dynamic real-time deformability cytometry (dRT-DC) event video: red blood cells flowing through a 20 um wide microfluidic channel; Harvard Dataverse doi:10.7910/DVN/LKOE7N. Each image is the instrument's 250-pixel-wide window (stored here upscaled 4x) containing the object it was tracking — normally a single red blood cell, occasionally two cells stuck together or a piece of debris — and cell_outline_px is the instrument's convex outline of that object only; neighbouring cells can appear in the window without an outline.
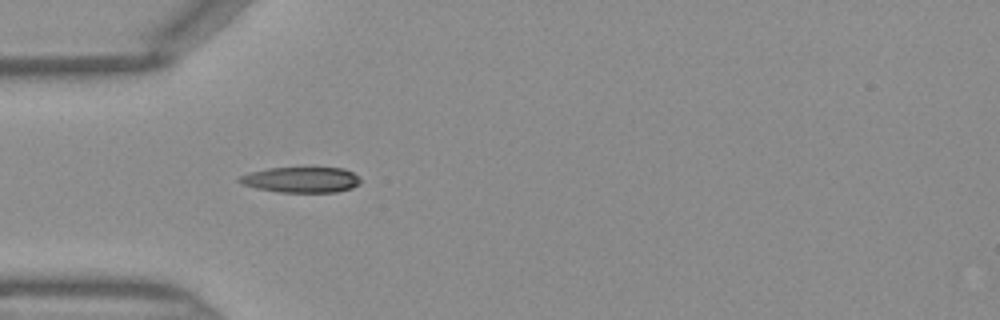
{"species": "Egyptian fruit bat (a non-hibernating species)", "species_latin": "Rousettus aegyptiacus", "temperature_condition": "warm", "stored_images_in_passage": 33, "camera_frame_rate_fps": 3000, "um_per_image_px": 0.085, "frame": {"image": 1, "passage_image": 1, "time_ms": 0.0, "image_size_px": [1000, 320], "cell_outline_px": [[360, 184], [352, 188], [336, 192], [280, 192], [256, 188], [244, 184], [236, 180], [240, 176], [252, 172], [268, 168], [344, 168], [360, 176]], "centroid_in_image_um": [25.65, 15.28], "position_along_channel_um": 59.4, "area_um2": 17.98}}
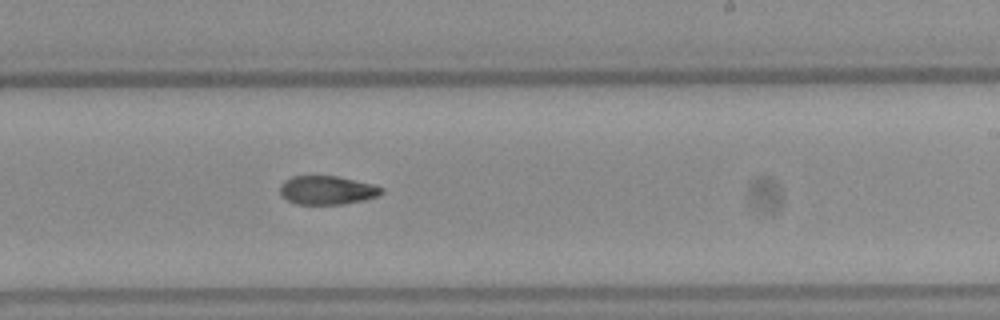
{"frame": {"image": 2, "passage_image": 15, "time_ms": 4.667, "image_size_px": [1000, 320], "cell_outline_px": [[384, 192], [380, 196], [364, 200], [344, 204], [296, 204], [280, 196], [280, 184], [284, 180], [292, 176], [336, 176], [372, 184], [384, 188]], "centroid_in_image_um": [27.8, 16.17], "position_along_channel_um": 261.2, "area_um2": 17.11}}
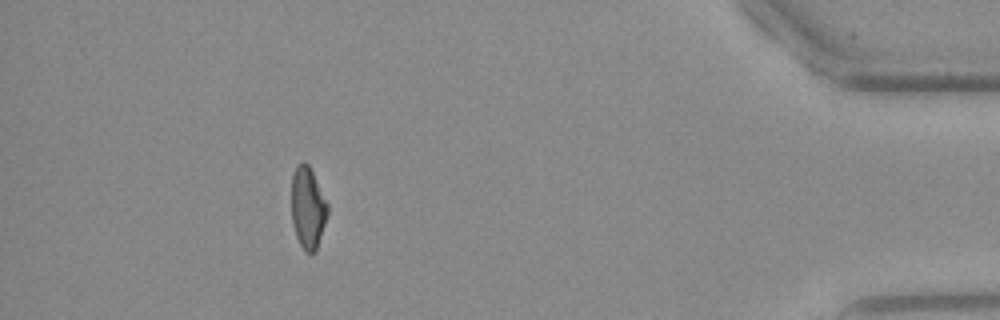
{"frame": {"image": 3, "passage_image": 29, "time_ms": 9.333, "image_size_px": [1000, 320], "cell_outline_px": [[328, 212], [316, 252], [304, 252], [296, 236], [292, 224], [292, 176], [296, 164], [304, 160], [308, 164], [328, 204]], "centroid_in_image_um": [26.15, 17.66], "position_along_channel_um": 409.0, "area_um2": 17.17}}